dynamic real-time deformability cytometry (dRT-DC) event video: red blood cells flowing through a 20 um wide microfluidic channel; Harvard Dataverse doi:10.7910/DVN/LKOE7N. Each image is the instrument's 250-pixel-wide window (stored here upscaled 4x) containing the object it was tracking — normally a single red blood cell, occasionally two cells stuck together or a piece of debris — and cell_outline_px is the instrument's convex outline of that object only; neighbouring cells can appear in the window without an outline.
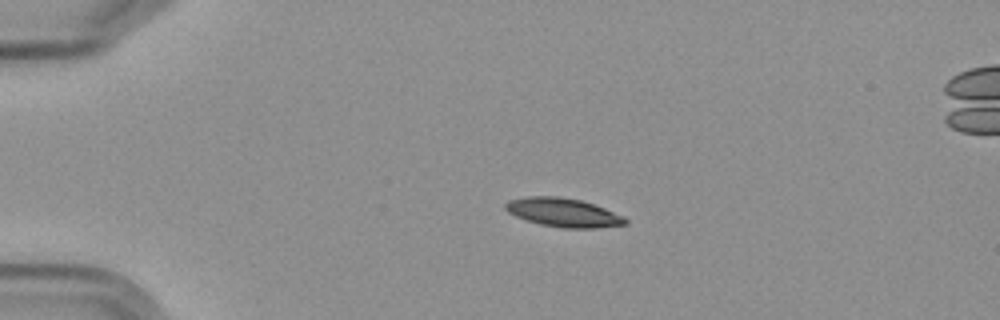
{"species": "Egyptian fruit bat (a non-hibernating species)", "species_latin": "Rousettus aegyptiacus", "temperature_condition": "cold", "stored_images_in_passage": 8, "camera_frame_rate_fps": 3000, "um_per_image_px": 0.085, "frame": {"image": 1, "passage_image": 3, "time_ms": 2.333, "image_size_px": [1000, 320], "cell_outline_px": [[628, 224], [596, 228], [564, 228], [540, 224], [516, 216], [508, 212], [504, 208], [504, 204], [508, 200], [528, 196], [556, 196], [580, 200], [604, 208], [624, 216], [628, 220]], "centroid_in_image_um": [47.88, 18.06], "position_along_channel_um": 37.1, "area_um2": 20.0}}
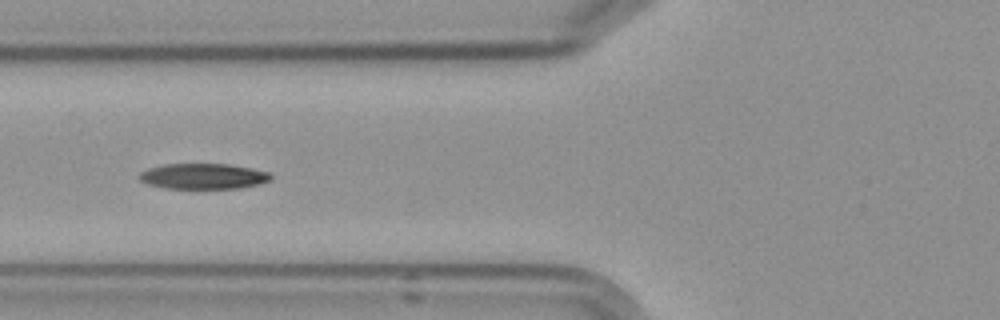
{"frame": {"image": 2, "passage_image": 6, "time_ms": 5.667, "image_size_px": [1000, 320], "cell_outline_px": [[272, 180], [260, 184], [240, 188], [164, 188], [148, 184], [140, 180], [136, 176], [140, 172], [148, 168], [164, 164], [228, 164], [252, 168], [268, 172], [272, 176]], "centroid_in_image_um": [17.27, 14.98], "position_along_channel_um": 108.5, "area_um2": 19.71}}
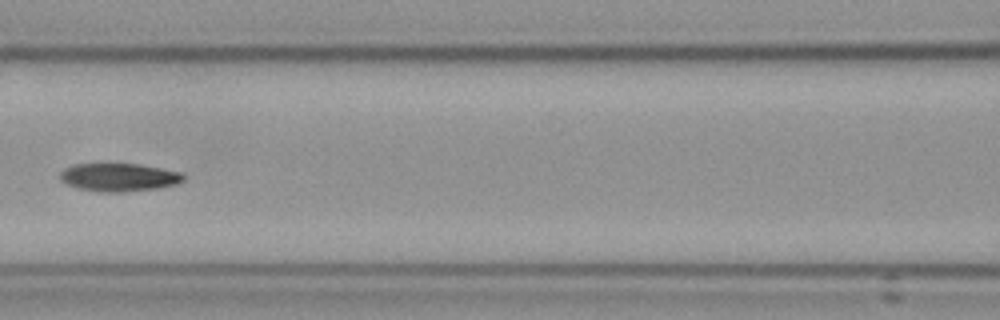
{"frame": {"image": 3, "passage_image": 7, "time_ms": 7.0, "image_size_px": [1000, 320], "cell_outline_px": [[184, 180], [176, 184], [160, 188], [124, 192], [96, 192], [64, 184], [60, 180], [60, 172], [64, 168], [76, 164], [136, 164], [160, 168], [180, 172], [184, 176]], "centroid_in_image_um": [10.08, 15.08], "position_along_channel_um": 156.5, "area_um2": 20.23}}